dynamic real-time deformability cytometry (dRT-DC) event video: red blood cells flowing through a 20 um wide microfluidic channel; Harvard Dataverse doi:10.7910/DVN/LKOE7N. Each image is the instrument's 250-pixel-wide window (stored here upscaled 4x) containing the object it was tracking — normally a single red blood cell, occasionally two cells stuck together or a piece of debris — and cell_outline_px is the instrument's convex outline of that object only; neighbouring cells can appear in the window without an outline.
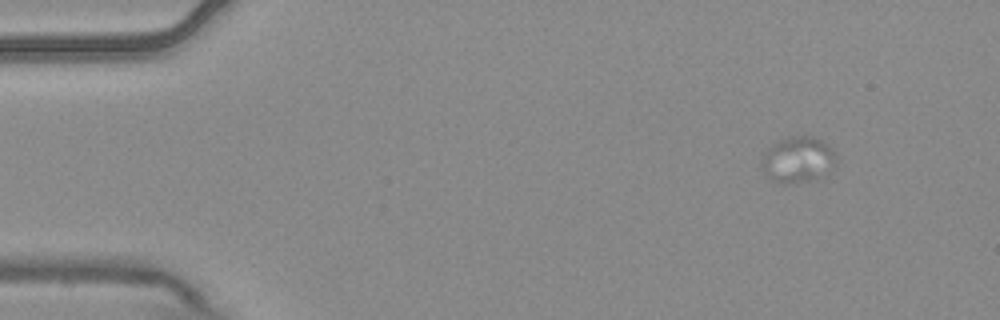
{"species": "common noctule bat (a hibernating species)", "species_latin": "Nyctalus noctula", "temperature_condition": "warm", "stored_images_in_passage": 4, "camera_frame_rate_fps": 3000, "um_per_image_px": 0.085, "animal": {"sex": "male", "body_mass_g": 20.4}, "frame": {"image": 1, "passage_image": 1, "time_ms": 0.0, "image_size_px": [1000, 320], "cell_outline_px": [[836, 164], [808, 180], [788, 184], [772, 180], [764, 172], [760, 164], [764, 152], [772, 144], [784, 136], [808, 132], [832, 148], [836, 152]], "centroid_in_image_um": [67.77, 13.47], "position_along_channel_um": 17.2, "area_um2": 20.06}}
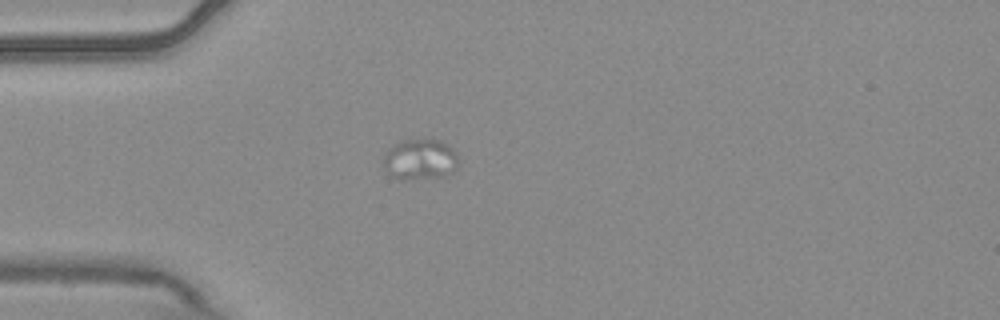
{"frame": {"image": 2, "passage_image": 4, "time_ms": 1.0, "image_size_px": [1000, 320], "cell_outline_px": [[456, 168], [440, 176], [400, 180], [392, 176], [384, 168], [384, 156], [388, 148], [404, 140], [440, 140], [448, 144], [456, 156]], "centroid_in_image_um": [35.65, 13.54], "position_along_channel_um": 49.4, "area_um2": 17.22}}